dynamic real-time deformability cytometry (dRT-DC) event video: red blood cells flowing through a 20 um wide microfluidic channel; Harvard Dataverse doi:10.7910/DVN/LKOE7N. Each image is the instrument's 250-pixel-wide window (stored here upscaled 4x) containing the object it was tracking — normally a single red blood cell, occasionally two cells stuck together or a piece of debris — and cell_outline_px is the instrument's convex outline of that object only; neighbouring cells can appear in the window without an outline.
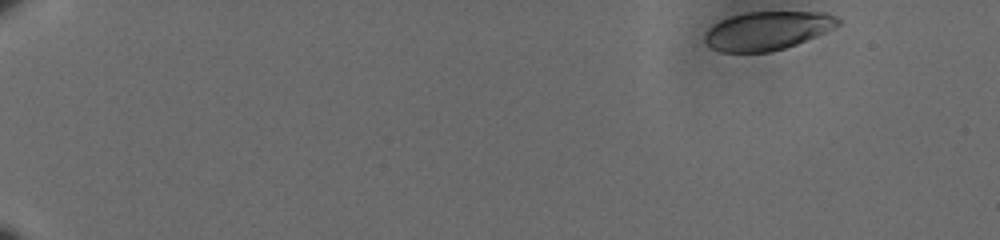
{"species": "human", "species_latin": "Homo sapiens", "temperature_condition": "cold", "stored_images_in_passage": 55, "camera_frame_rate_fps": 3000, "um_per_image_px": 0.085, "donor": {"sex": "male"}, "frame": {"image": 1, "passage_image": 1, "time_ms": 0.0, "image_size_px": [1000, 240], "cell_outline_px": [[840, 24], [816, 36], [796, 44], [772, 52], [720, 52], [712, 48], [704, 40], [704, 32], [712, 24], [720, 20], [744, 12], [824, 12], [836, 16], [840, 20]], "centroid_in_image_um": [65.19, 2.6], "position_along_channel_um": 19.8, "area_um2": 29.94}}
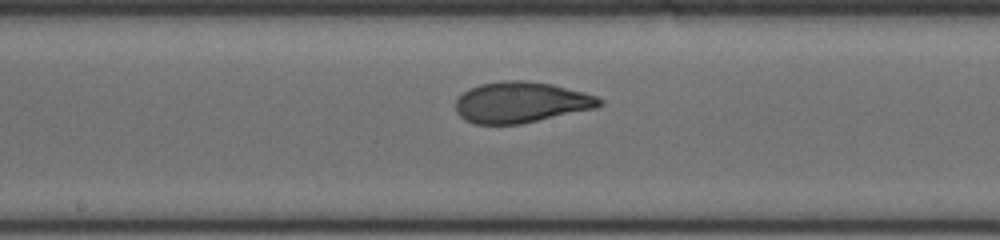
{"frame": {"image": 2, "passage_image": 30, "time_ms": 9.667, "image_size_px": [1000, 240], "cell_outline_px": [[604, 104], [596, 108], [520, 124], [476, 124], [464, 120], [456, 112], [456, 100], [468, 88], [480, 84], [504, 80], [524, 80], [552, 84], [584, 92], [596, 96], [604, 100]], "centroid_in_image_um": [44.29, 8.69], "position_along_channel_um": 203.9, "area_um2": 34.39}}
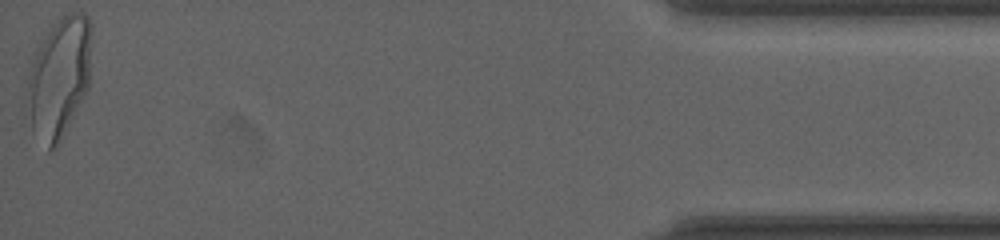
{"frame": {"image": 3, "passage_image": 55, "time_ms": 18.0, "image_size_px": [1000, 240], "cell_outline_px": [[92, 32], [88, 88], [84, 96], [56, 148], [48, 152], [24, 116], [28, 80], [36, 48], [48, 28], [52, 24], [68, 12], [84, 12], [88, 16], [92, 24]], "centroid_in_image_um": [5.01, 6.57], "position_along_channel_um": 430.2, "area_um2": 45.95}, "authors_computed_cell_mechanics": {"area_um2": 34.102, "velocity_mm_per_s": 3.5703, "shape_relaxation_time_tau1_ms": 4.3941, "shape_relaxation_time_tau2_ms": null, "deformation_change_tau1": 0.1779, "deformation_change_tau2": null}}